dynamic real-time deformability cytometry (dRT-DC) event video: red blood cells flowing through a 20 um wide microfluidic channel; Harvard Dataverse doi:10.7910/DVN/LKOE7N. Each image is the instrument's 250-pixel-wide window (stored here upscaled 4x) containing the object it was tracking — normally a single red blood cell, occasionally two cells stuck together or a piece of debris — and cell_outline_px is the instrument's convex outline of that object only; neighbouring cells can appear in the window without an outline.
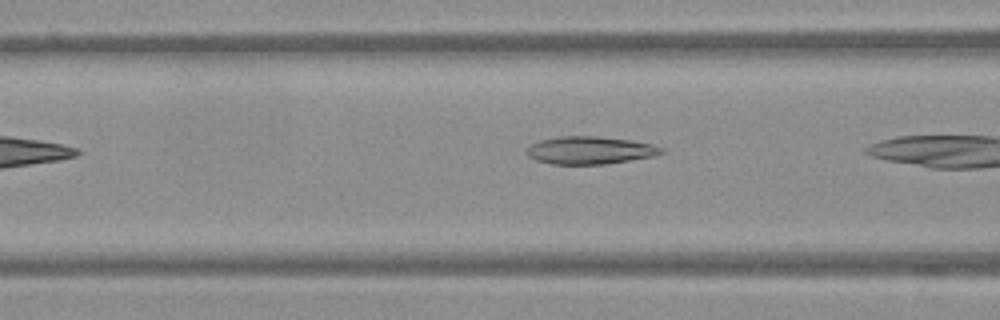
{"species": "Egyptian fruit bat (a non-hibernating species)", "species_latin": "Rousettus aegyptiacus", "temperature_condition": "warm", "stored_images_in_passage": 7, "camera_frame_rate_fps": 3000, "um_per_image_px": 0.085, "frame": {"image": 1, "passage_image": 6, "time_ms": 1.667, "image_size_px": [1000, 320], "cell_outline_px": [[668, 152], [656, 156], [604, 164], [552, 164], [536, 160], [528, 156], [528, 148], [532, 144], [540, 140], [560, 136], [596, 136], [632, 140], [652, 144], [664, 148]], "centroid_in_image_um": [50.23, 12.77], "position_along_channel_um": 116.4, "area_um2": 21.79}}